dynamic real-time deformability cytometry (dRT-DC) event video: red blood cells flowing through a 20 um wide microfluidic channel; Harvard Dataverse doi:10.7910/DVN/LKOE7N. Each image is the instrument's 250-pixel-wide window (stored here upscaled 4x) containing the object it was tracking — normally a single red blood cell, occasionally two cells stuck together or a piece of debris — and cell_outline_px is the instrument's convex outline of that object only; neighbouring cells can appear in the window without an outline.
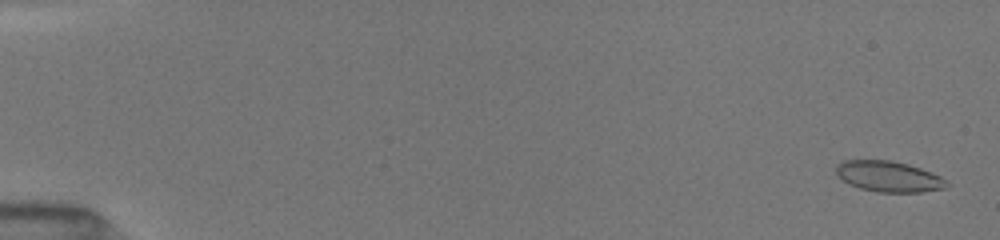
{"species": "common noctule bat (a hibernating species)", "species_latin": "Nyctalus noctula", "temperature_condition": "room temperature", "stored_images_in_passage": 18, "camera_frame_rate_fps": 3000, "um_per_image_px": 0.085, "animal": {"sex": "female", "body_mass_g": 19.5, "forearm_length_mm": 54.1}, "frame": {"image": 1, "passage_image": 2, "time_ms": 0.333, "image_size_px": [1000, 240], "cell_outline_px": [[948, 184], [944, 188], [920, 192], [876, 192], [860, 188], [848, 184], [836, 172], [836, 168], [844, 160], [892, 160], [908, 164], [920, 168], [940, 176]], "centroid_in_image_um": [75.53, 15.0], "position_along_channel_um": 9.5, "area_um2": 19.54}}
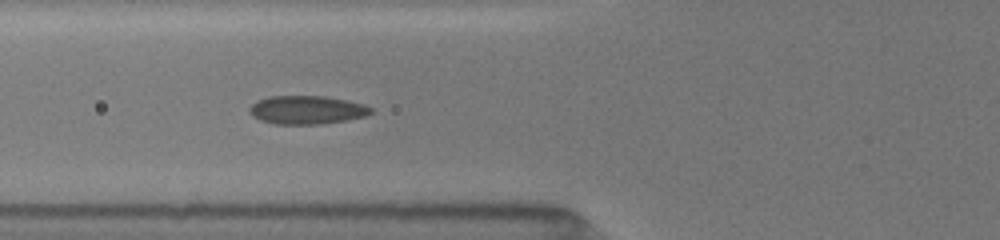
{"frame": {"image": 2, "passage_image": 16, "time_ms": 6.667, "image_size_px": [1000, 240], "cell_outline_px": [[372, 112], [364, 116], [348, 120], [320, 124], [276, 124], [260, 120], [252, 116], [248, 112], [248, 108], [256, 100], [268, 96], [324, 96], [364, 104], [372, 108]], "centroid_in_image_um": [26.03, 9.34], "position_along_channel_um": 99.8, "area_um2": 20.17}}
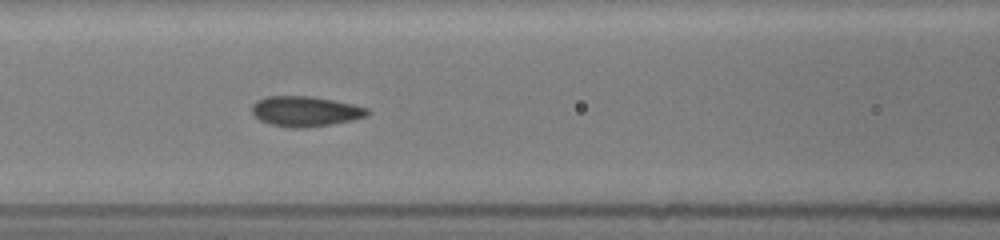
{"frame": {"image": 3, "passage_image": 18, "time_ms": 7.667, "image_size_px": [1000, 240], "cell_outline_px": [[368, 116], [352, 120], [328, 124], [300, 128], [292, 128], [272, 124], [260, 120], [252, 112], [252, 104], [256, 100], [264, 96], [308, 96], [332, 100], [352, 104], [368, 108]], "centroid_in_image_um": [25.92, 9.45], "position_along_channel_um": 140.7, "area_um2": 20.06}}